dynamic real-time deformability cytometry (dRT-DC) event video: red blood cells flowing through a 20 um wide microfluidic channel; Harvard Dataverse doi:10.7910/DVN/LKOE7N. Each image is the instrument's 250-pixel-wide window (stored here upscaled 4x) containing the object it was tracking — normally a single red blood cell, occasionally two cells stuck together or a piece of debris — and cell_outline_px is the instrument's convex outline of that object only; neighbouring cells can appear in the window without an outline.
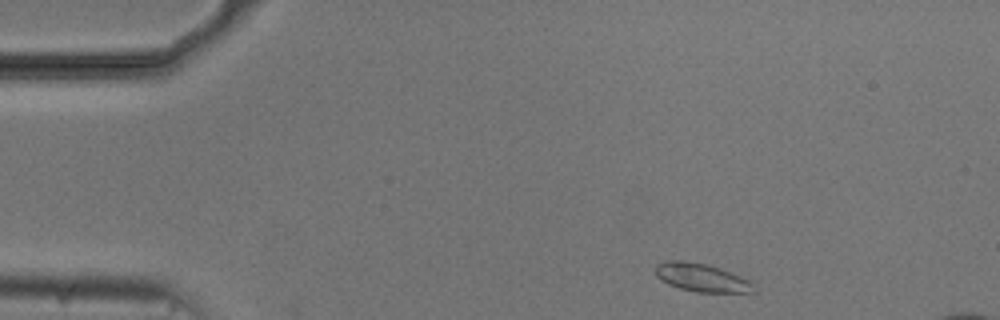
{"species": "common noctule bat (a hibernating species)", "species_latin": "Nyctalus noctula", "temperature_condition": "cold", "stored_images_in_passage": 25, "camera_frame_rate_fps": 3000, "um_per_image_px": 0.085, "animal": {"sex": "male", "body_mass_g": 20.5, "forearm_length_mm": 52.5}, "frame": {"image": 1, "passage_image": 1, "time_ms": 0.0, "image_size_px": [1000, 320], "cell_outline_px": [[756, 292], [696, 292], [680, 288], [668, 284], [660, 280], [656, 276], [656, 264], [668, 260], [684, 260], [704, 264], [720, 268], [752, 280]], "centroid_in_image_um": [59.65, 23.59], "position_along_channel_um": 25.4, "area_um2": 16.24}}
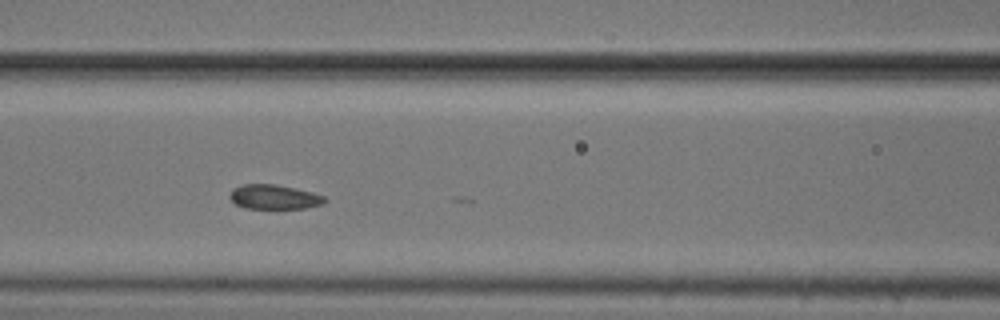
{"frame": {"image": 2, "passage_image": 16, "time_ms": 5.0, "image_size_px": [1000, 320], "cell_outline_px": [[328, 200], [324, 204], [304, 208], [244, 208], [236, 204], [228, 196], [232, 188], [244, 184], [276, 184], [312, 192], [324, 196]], "centroid_in_image_um": [23.3, 16.73], "position_along_channel_um": 143.3, "area_um2": 13.58}}
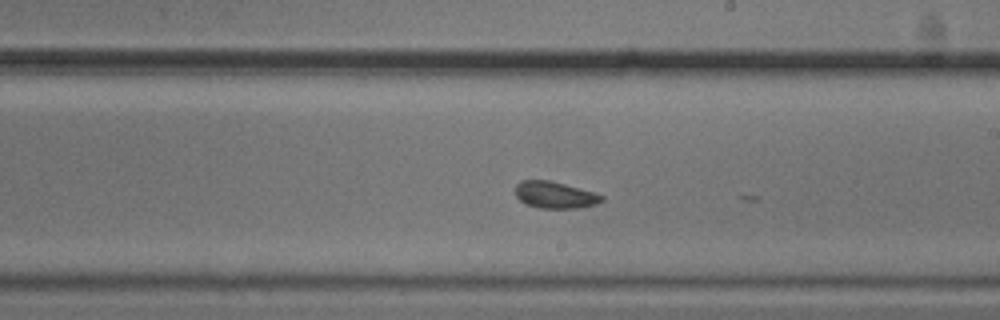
{"frame": {"image": 3, "passage_image": 24, "time_ms": 7.667, "image_size_px": [1000, 320], "cell_outline_px": [[604, 200], [596, 204], [580, 208], [540, 208], [524, 204], [516, 196], [516, 184], [520, 180], [548, 180], [564, 184], [592, 192], [604, 196]], "centroid_in_image_um": [47.14, 16.58], "position_along_channel_um": 241.9, "area_um2": 13.41}}